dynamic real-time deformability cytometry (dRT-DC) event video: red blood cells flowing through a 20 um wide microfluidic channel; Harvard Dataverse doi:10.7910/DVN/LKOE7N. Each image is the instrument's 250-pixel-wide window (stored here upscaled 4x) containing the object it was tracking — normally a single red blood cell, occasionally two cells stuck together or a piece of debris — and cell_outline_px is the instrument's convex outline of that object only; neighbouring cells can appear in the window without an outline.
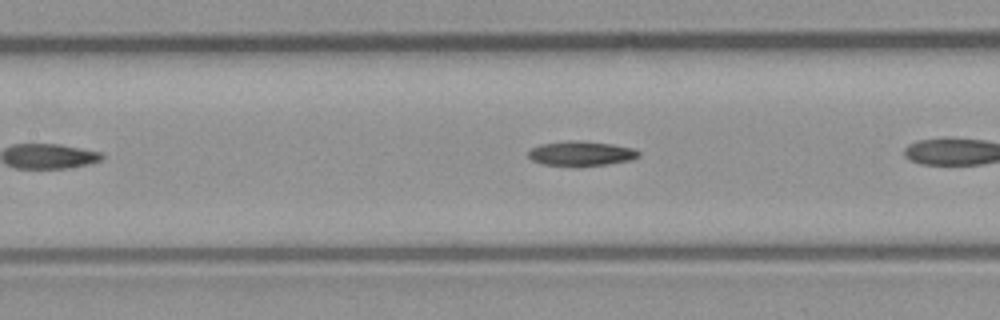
{"species": "common noctule bat (a hibernating species)", "species_latin": "Nyctalus noctula", "temperature_condition": "room temperature", "stored_images_in_passage": 25, "camera_frame_rate_fps": 3000, "um_per_image_px": 0.085, "animal": {"sex": "male", "body_mass_g": 23.1, "forearm_length_mm": 52.7}, "frame": {"image": 1, "passage_image": 8, "time_ms": 2.333, "image_size_px": [1000, 320], "cell_outline_px": [[640, 156], [632, 160], [608, 164], [544, 164], [532, 160], [528, 156], [528, 152], [532, 148], [540, 144], [568, 140], [576, 140], [612, 144], [632, 148], [640, 152]], "centroid_in_image_um": [49.42, 13.01], "position_along_channel_um": 158.0, "area_um2": 15.37}}